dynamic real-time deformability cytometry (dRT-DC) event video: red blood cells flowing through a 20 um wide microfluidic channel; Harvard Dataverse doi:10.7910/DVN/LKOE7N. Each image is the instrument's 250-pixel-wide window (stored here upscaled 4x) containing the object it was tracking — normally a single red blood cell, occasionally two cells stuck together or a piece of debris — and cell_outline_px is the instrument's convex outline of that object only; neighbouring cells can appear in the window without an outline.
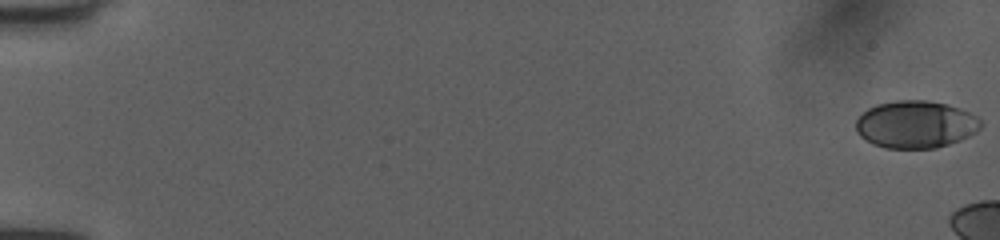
{"species": "human", "species_latin": "Homo sapiens", "temperature_condition": "room temperature", "stored_images_in_passage": 18, "camera_frame_rate_fps": 3000, "um_per_image_px": 0.085, "donor": {"sex": "female"}, "frame": {"image": 1, "passage_image": 1, "time_ms": 0.0, "image_size_px": [1000, 240], "cell_outline_px": [[984, 124], [976, 132], [960, 140], [936, 148], [884, 148], [872, 144], [860, 136], [856, 132], [856, 120], [868, 108], [876, 104], [896, 100], [928, 100], [948, 104], [960, 108], [976, 116]], "centroid_in_image_um": [77.83, 10.57], "position_along_channel_um": 7.2, "area_um2": 34.68}}
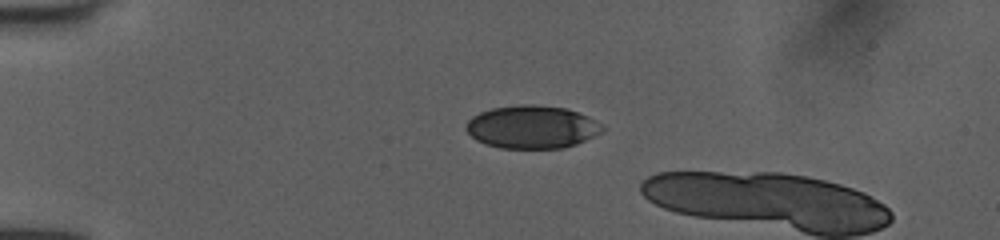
{"frame": {"image": 2, "passage_image": 14, "time_ms": 4.333, "image_size_px": [1000, 240], "cell_outline_px": [[604, 128], [600, 132], [576, 144], [564, 148], [500, 148], [484, 144], [476, 140], [464, 128], [468, 120], [472, 116], [480, 112], [492, 108], [520, 104], [536, 104], [568, 108], [588, 116], [600, 124]], "centroid_in_image_um": [45.18, 10.78], "position_along_channel_um": 39.8, "area_um2": 34.16}}